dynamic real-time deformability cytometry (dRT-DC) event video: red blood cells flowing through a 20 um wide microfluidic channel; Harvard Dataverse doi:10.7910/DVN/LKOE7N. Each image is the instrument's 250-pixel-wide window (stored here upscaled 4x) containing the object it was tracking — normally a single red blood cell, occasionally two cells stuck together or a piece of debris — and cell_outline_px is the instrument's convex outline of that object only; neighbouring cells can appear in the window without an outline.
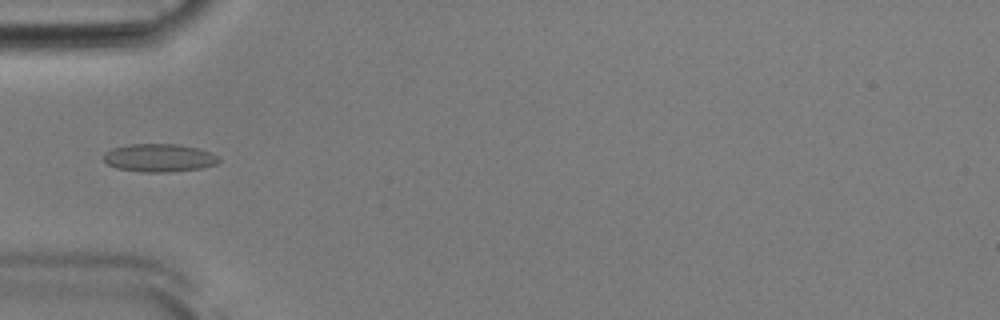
{"species": "Egyptian fruit bat (a non-hibernating species)", "species_latin": "Rousettus aegyptiacus", "temperature_condition": "room temperature", "stored_images_in_passage": 39, "camera_frame_rate_fps": 3000, "um_per_image_px": 0.085, "animal": {"sex": "male"}, "frame": {"image": 1, "passage_image": 4, "time_ms": 1.0, "image_size_px": [1000, 320], "cell_outline_px": [[220, 160], [216, 164], [200, 168], [168, 172], [140, 172], [116, 168], [108, 164], [104, 160], [104, 152], [112, 148], [128, 144], [176, 144], [196, 148], [212, 152], [220, 156]], "centroid_in_image_um": [13.53, 13.41], "position_along_channel_um": 71.5, "area_um2": 18.9}}
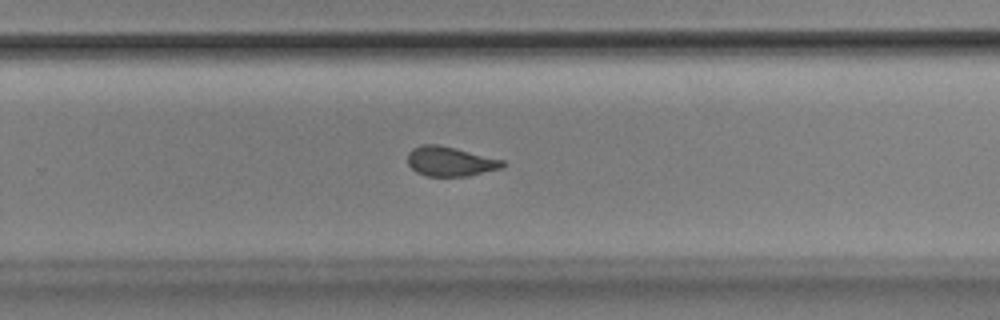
{"frame": {"image": 2, "passage_image": 21, "time_ms": 6.667, "image_size_px": [1000, 320], "cell_outline_px": [[504, 164], [500, 168], [468, 176], [428, 176], [416, 172], [408, 164], [408, 152], [412, 148], [420, 144], [436, 144], [456, 148], [504, 160]], "centroid_in_image_um": [38.23, 13.71], "position_along_channel_um": 291.6, "area_um2": 16.3}}
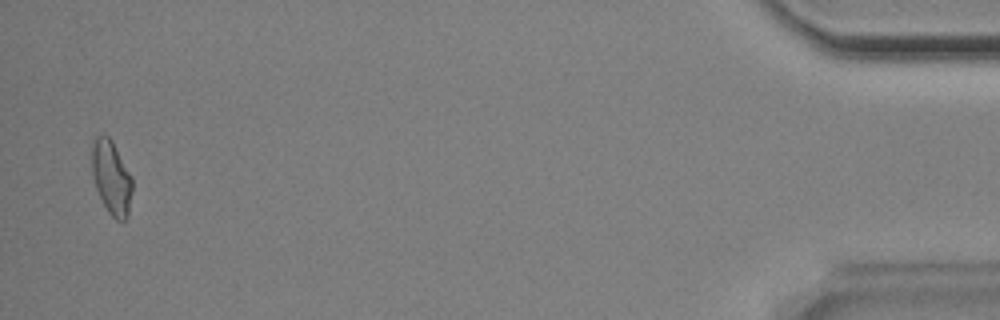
{"frame": {"image": 3, "passage_image": 38, "time_ms": 12.333, "image_size_px": [1000, 320], "cell_outline_px": [[132, 192], [128, 216], [124, 220], [116, 220], [108, 212], [96, 188], [92, 172], [92, 144], [96, 136], [108, 136], [112, 140], [132, 176]], "centroid_in_image_um": [9.49, 15.09], "position_along_channel_um": 425.7, "area_um2": 17.28}, "authors_computed_cell_mechanics": {"area_um2": 16.8198, "velocity_mm_per_s": 3.8731, "shape_relaxation_time_tau1_ms": 9.2951, "shape_relaxation_time_tau2_ms": 1.1996, "deformation_change_tau1": 0.1618, "deformation_change_tau2": 0.0611}}